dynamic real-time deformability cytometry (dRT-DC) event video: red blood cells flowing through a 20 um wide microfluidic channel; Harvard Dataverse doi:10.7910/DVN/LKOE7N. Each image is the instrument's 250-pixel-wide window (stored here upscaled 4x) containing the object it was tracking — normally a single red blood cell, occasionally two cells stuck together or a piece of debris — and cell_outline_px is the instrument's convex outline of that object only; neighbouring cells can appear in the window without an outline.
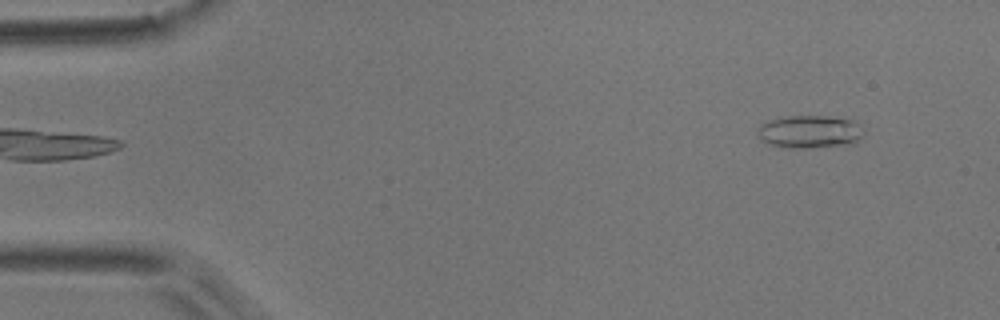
{"species": "common noctule bat (a hibernating species)", "species_latin": "Nyctalus noctula", "temperature_condition": "room temperature", "stored_images_in_passage": 53, "camera_frame_rate_fps": 3000, "um_per_image_px": 0.085, "animal": {"sex": "male", "body_mass_g": 17.9}, "frame": {"image": 1, "passage_image": 4, "time_ms": 1.0, "image_size_px": [1000, 320], "cell_outline_px": [[864, 136], [856, 144], [808, 148], [796, 148], [772, 144], [764, 140], [756, 132], [760, 124], [768, 120], [788, 116], [828, 116], [852, 120], [860, 124], [864, 132]], "centroid_in_image_um": [68.91, 11.19], "position_along_channel_um": 16.1, "area_um2": 20.4}}
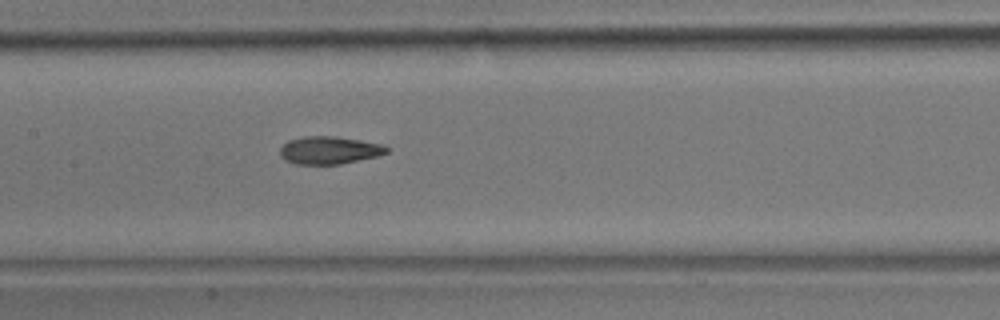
{"frame": {"image": 2, "passage_image": 25, "time_ms": 8.0, "image_size_px": [1000, 320], "cell_outline_px": [[388, 152], [376, 156], [340, 164], [296, 164], [284, 160], [280, 156], [280, 148], [288, 140], [304, 136], [336, 136], [384, 144], [388, 148]], "centroid_in_image_um": [27.97, 12.76], "position_along_channel_um": 179.4, "area_um2": 17.22}}
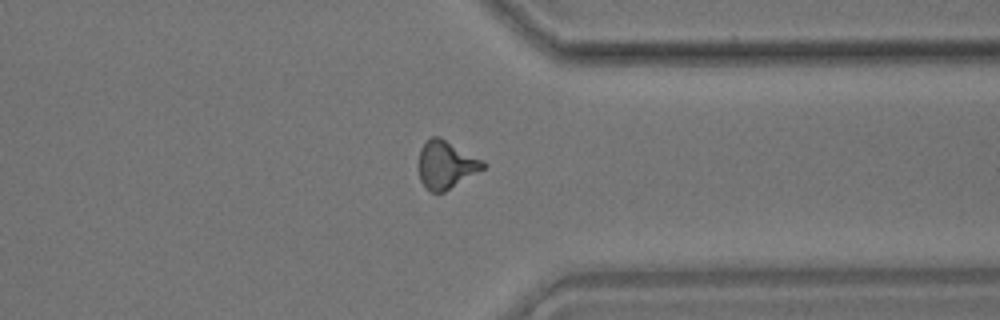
{"frame": {"image": 3, "passage_image": 41, "time_ms": 13.333, "image_size_px": [1000, 320], "cell_outline_px": [[488, 164], [484, 168], [444, 192], [432, 192], [420, 180], [420, 148], [432, 136], [440, 136], [484, 160]], "centroid_in_image_um": [37.95, 13.97], "position_along_channel_um": 373.5, "area_um2": 17.69}, "authors_computed_cell_mechanics": {"area_um2": 17.3978, "velocity_mm_per_s": 3.701, "shape_relaxation_time_tau1_ms": 6.3244, "shape_relaxation_time_tau2_ms": 2.5073, "deformation_change_tau1": 0.1871, "deformation_change_tau2": 0.1035}}